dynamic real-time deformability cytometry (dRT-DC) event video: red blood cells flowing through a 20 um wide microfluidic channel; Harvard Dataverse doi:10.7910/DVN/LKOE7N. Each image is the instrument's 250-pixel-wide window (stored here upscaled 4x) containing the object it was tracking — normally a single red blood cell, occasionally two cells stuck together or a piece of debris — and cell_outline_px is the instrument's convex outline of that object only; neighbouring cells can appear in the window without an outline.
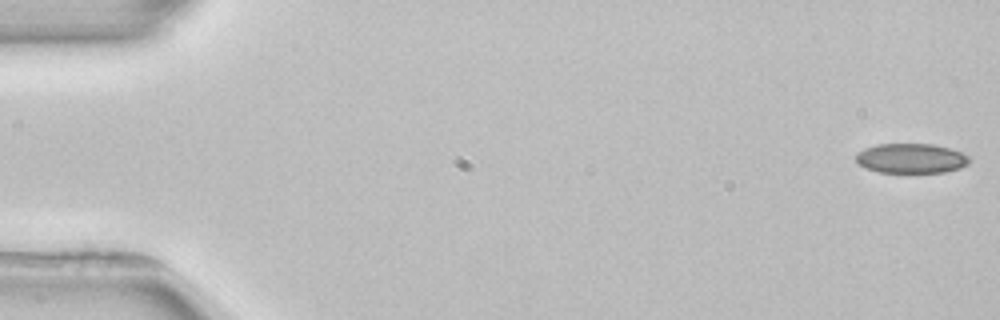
{"species": "common noctule bat (a hibernating species)", "species_latin": "Nyctalus noctula", "temperature_condition": "room temperature", "stored_images_in_passage": 4, "camera_frame_rate_fps": 3000, "um_per_image_px": 0.085, "animal": {"sex": "female", "body_mass_g": 22.7, "forearm_length_mm": 54.2}, "frame": {"image": 1, "passage_image": 1, "time_ms": 0.0, "image_size_px": [1000, 320], "cell_outline_px": [[972, 160], [968, 164], [960, 168], [944, 172], [880, 172], [868, 168], [860, 164], [856, 160], [856, 152], [864, 148], [876, 144], [932, 144], [948, 148], [960, 152], [968, 156]], "centroid_in_image_um": [77.45, 13.45], "position_along_channel_um": 7.5, "area_um2": 19.54}}